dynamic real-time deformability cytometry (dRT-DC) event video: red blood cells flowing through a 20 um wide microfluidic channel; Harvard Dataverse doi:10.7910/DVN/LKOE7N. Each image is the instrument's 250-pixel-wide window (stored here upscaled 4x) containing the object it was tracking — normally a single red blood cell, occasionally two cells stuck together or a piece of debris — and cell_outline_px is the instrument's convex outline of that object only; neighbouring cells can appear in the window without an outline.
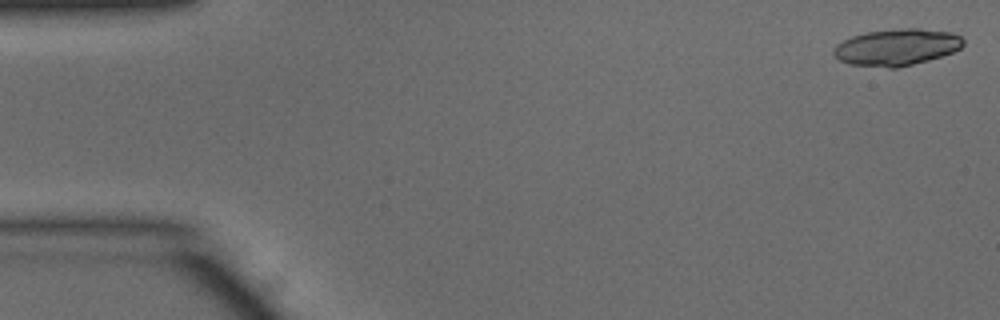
{"species": "common noctule bat (a hibernating species)", "species_latin": "Nyctalus noctula", "temperature_condition": "warm", "stored_images_in_passage": 49, "camera_frame_rate_fps": 3000, "um_per_image_px": 0.085, "animal": {"sex": "male", "body_mass_g": 15.6}, "frame": {"image": 1, "passage_image": 1, "time_ms": 0.0, "image_size_px": [1000, 320], "cell_outline_px": [[964, 44], [960, 48], [952, 52], [928, 60], [896, 68], [888, 68], [852, 64], [840, 60], [832, 52], [836, 44], [852, 36], [864, 32], [900, 28], [920, 28], [952, 32], [960, 36], [964, 40]], "centroid_in_image_um": [76.23, 3.99], "position_along_channel_um": 8.8, "area_um2": 27.63}}
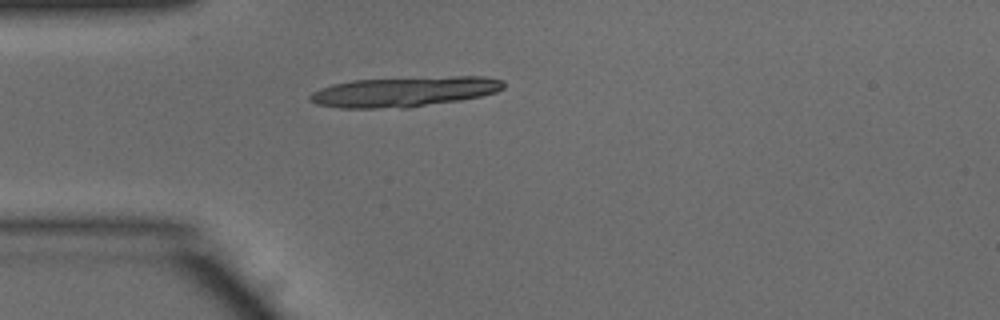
{"frame": {"image": 2, "passage_image": 13, "time_ms": 4.0, "image_size_px": [1000, 320], "cell_outline_px": [[504, 88], [496, 92], [480, 96], [460, 100], [408, 108], [340, 108], [316, 104], [308, 100], [308, 96], [312, 92], [320, 88], [332, 84], [352, 80], [452, 76], [484, 76], [504, 80]], "centroid_in_image_um": [34.35, 7.79], "position_along_channel_um": 50.7, "area_um2": 34.22}}